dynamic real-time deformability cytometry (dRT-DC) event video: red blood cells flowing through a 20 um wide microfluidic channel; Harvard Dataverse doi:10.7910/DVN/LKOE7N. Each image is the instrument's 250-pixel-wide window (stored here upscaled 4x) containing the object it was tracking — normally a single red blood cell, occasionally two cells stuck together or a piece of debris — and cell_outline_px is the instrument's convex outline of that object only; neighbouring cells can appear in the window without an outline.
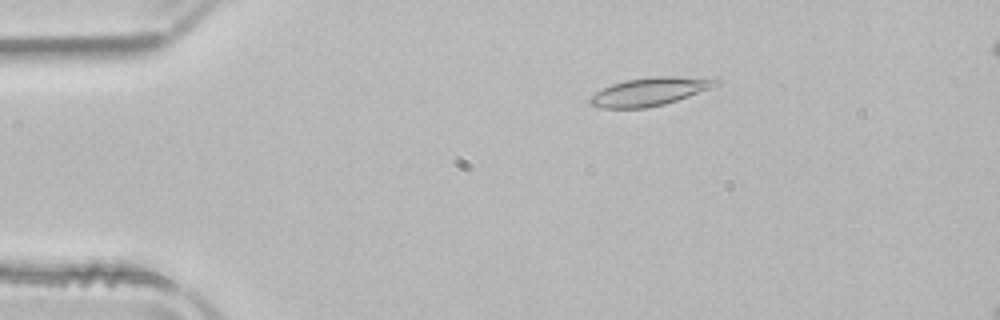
{"species": "common noctule bat (a hibernating species)", "species_latin": "Nyctalus noctula", "temperature_condition": "room temperature", "stored_images_in_passage": 4, "camera_frame_rate_fps": 3000, "um_per_image_px": 0.085, "animal": {"sex": "male", "body_mass_g": 21.5, "forearm_length_mm": 52.0}, "frame": {"image": 1, "passage_image": 2, "time_ms": 0.333, "image_size_px": [1000, 320], "cell_outline_px": [[720, 84], [688, 96], [664, 104], [644, 108], [600, 108], [588, 104], [588, 96], [612, 84], [624, 80], [648, 76], [716, 76], [720, 80]], "centroid_in_image_um": [55.27, 7.75], "position_along_channel_um": 29.7, "area_um2": 21.15}}